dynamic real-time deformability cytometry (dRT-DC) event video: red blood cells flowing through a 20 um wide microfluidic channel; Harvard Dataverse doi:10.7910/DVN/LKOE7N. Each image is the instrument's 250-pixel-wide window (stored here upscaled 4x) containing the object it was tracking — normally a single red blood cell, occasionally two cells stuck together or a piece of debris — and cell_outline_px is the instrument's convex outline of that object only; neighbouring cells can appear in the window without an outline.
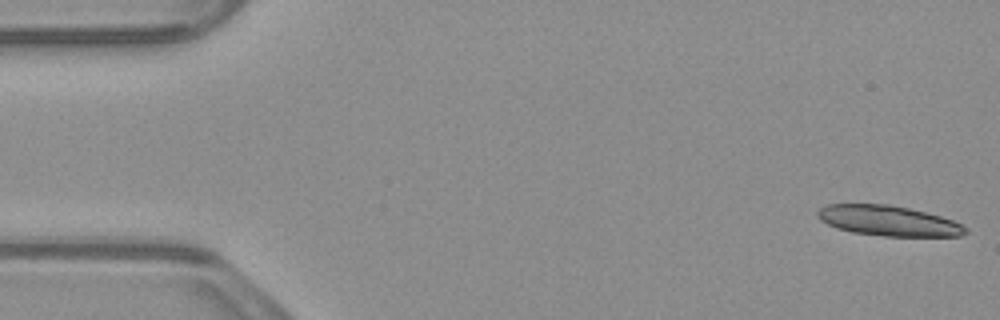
{"species": "common noctule bat (a hibernating species)", "species_latin": "Nyctalus noctula", "temperature_condition": "warm", "stored_images_in_passage": 55, "segment_of_instrument_passage": [1, 2], "camera_frame_rate_fps": 3000, "um_per_image_px": 0.085, "animal": {"sex": "male", "body_mass_g": 23.1, "forearm_length_mm": 52.7}, "frame": {"image": 1, "passage_image": 1, "time_ms": 0.0, "image_size_px": [1000, 320], "cell_outline_px": [[968, 232], [960, 236], [884, 236], [852, 232], [836, 228], [820, 220], [816, 216], [816, 212], [820, 208], [828, 204], [888, 204], [908, 208], [940, 216], [952, 220], [968, 228]], "centroid_in_image_um": [75.48, 18.76], "position_along_channel_um": 9.5, "area_um2": 26.01}}